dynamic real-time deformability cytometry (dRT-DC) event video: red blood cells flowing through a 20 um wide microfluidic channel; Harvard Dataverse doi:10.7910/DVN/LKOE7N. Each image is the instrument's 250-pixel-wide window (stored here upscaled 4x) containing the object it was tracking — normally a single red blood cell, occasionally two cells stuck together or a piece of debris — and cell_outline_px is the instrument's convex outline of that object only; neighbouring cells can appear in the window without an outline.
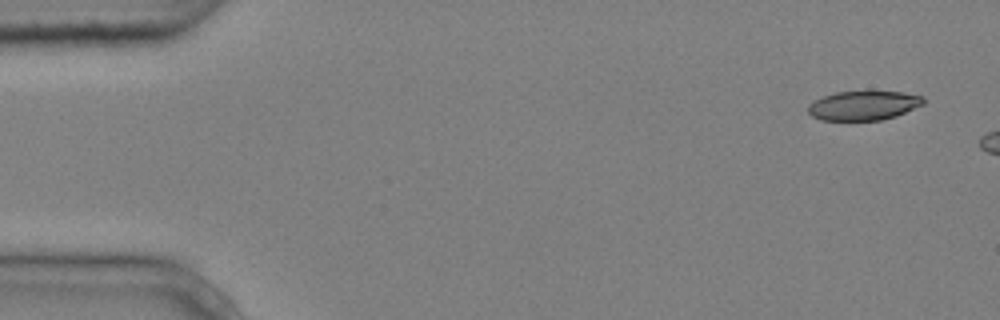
{"species": "common noctule bat (a hibernating species)", "species_latin": "Nyctalus noctula", "temperature_condition": "cold", "stored_images_in_passage": 3, "camera_frame_rate_fps": 3000, "um_per_image_px": 0.085, "animal": {"sex": "male", "body_mass_g": 20.4}, "frame": {"image": 1, "passage_image": 1, "time_ms": 0.0, "image_size_px": [1000, 320], "cell_outline_px": [[924, 104], [896, 116], [880, 120], [820, 120], [812, 116], [808, 112], [808, 104], [824, 96], [836, 92], [904, 92], [924, 96]], "centroid_in_image_um": [73.41, 8.97], "position_along_channel_um": 11.6, "area_um2": 19.54}}